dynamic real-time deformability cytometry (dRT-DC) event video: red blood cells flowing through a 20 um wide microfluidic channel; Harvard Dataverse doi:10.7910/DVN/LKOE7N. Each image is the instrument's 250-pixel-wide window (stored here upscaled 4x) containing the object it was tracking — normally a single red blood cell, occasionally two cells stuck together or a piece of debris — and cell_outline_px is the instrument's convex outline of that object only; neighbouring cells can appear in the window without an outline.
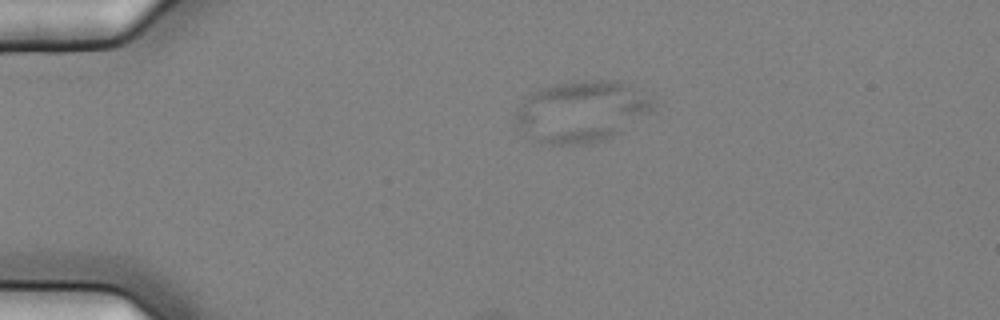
{"species": "common noctule bat (a hibernating species)", "species_latin": "Nyctalus noctula", "temperature_condition": "cold", "stored_images_in_passage": 8, "camera_frame_rate_fps": 3000, "um_per_image_px": 0.085, "animal": {"sex": "female", "body_mass_g": 25.1}, "frame": {"image": 1, "passage_image": 4, "time_ms": 1.0, "image_size_px": [1000, 320], "cell_outline_px": [[656, 104], [652, 108], [620, 132], [604, 140], [588, 144], [552, 144], [536, 140], [524, 132], [512, 120], [516, 108], [520, 100], [524, 96], [540, 88], [552, 84], [568, 80], [616, 80], [624, 84], [652, 100]], "centroid_in_image_um": [49.29, 9.45], "position_along_channel_um": 35.7, "area_um2": 48.78}}